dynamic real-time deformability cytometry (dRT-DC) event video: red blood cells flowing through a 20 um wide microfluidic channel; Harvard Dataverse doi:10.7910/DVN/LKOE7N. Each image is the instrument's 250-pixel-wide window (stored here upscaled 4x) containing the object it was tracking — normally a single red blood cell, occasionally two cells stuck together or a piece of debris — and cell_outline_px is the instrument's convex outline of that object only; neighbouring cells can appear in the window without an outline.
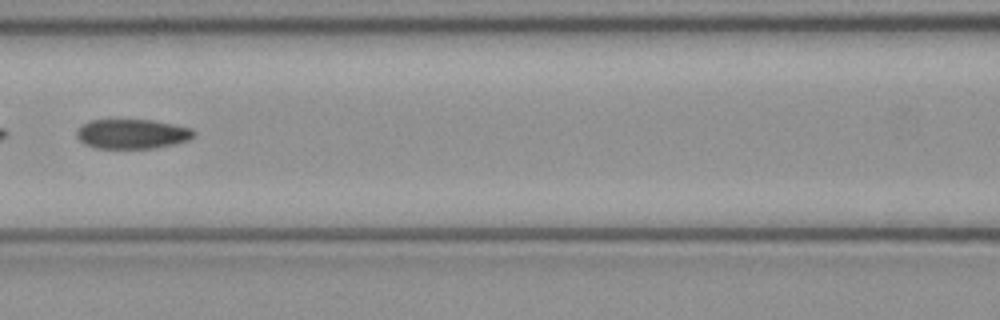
{"species": "common noctule bat (a hibernating species)", "species_latin": "Nyctalus noctula", "temperature_condition": "cold", "stored_images_in_passage": 6, "camera_frame_rate_fps": 3000, "um_per_image_px": 0.085, "animal": {"sex": "female", "body_mass_g": 21.9}, "frame": {"image": 1, "passage_image": 6, "time_ms": 1.667, "image_size_px": [1000, 320], "cell_outline_px": [[196, 136], [188, 140], [176, 144], [156, 148], [96, 148], [84, 144], [76, 136], [76, 132], [84, 124], [92, 120], [152, 120], [192, 128], [196, 132]], "centroid_in_image_um": [11.28, 11.39], "position_along_channel_um": 155.3, "area_um2": 20.23}}